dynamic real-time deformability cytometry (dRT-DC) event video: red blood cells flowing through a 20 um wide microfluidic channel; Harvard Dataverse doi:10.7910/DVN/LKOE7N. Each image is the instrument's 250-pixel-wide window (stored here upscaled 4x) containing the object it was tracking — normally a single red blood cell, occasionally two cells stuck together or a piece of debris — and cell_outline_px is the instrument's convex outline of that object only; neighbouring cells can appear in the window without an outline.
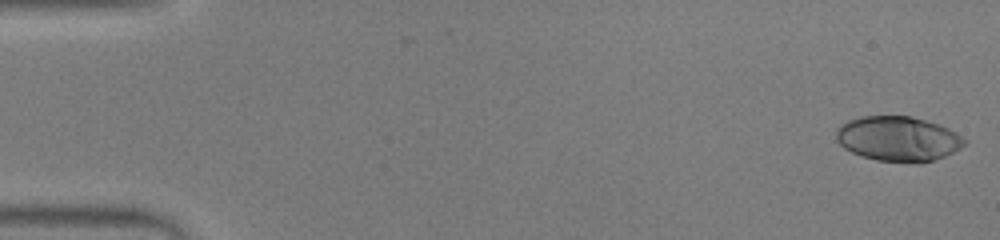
{"species": "human", "species_latin": "Homo sapiens", "temperature_condition": "warm", "stored_images_in_passage": 52, "camera_frame_rate_fps": 3000, "um_per_image_px": 0.085, "donor": {"sex": "male"}, "frame": {"image": 1, "passage_image": 1, "time_ms": 0.0, "image_size_px": [1000, 240], "cell_outline_px": [[968, 140], [960, 148], [944, 156], [920, 164], [876, 160], [860, 156], [844, 148], [836, 140], [836, 132], [840, 124], [848, 120], [864, 116], [908, 116], [924, 120], [948, 128], [956, 132]], "centroid_in_image_um": [76.32, 11.81], "position_along_channel_um": 8.7, "area_um2": 33.58}}
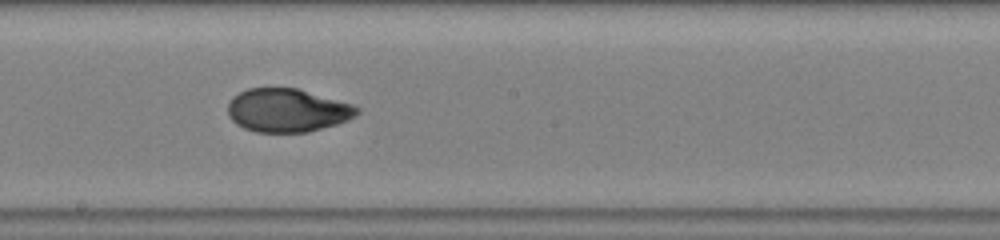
{"frame": {"image": 2, "passage_image": 29, "time_ms": 9.333, "image_size_px": [1000, 240], "cell_outline_px": [[360, 112], [356, 116], [348, 120], [336, 124], [308, 132], [256, 132], [244, 128], [236, 124], [228, 116], [228, 104], [232, 96], [248, 88], [296, 88], [352, 104], [360, 108]], "centroid_in_image_um": [24.41, 9.38], "position_along_channel_um": 223.8, "area_um2": 32.66}}
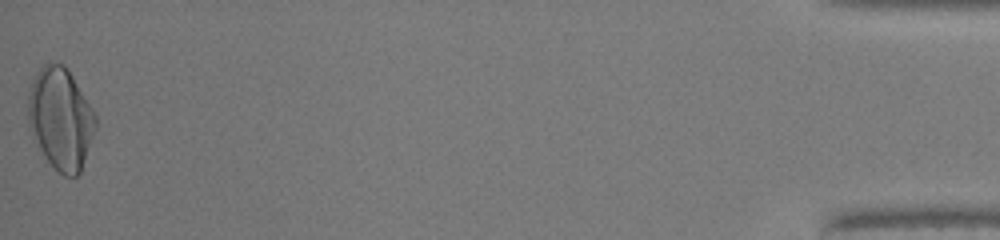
{"frame": {"image": 3, "passage_image": 52, "time_ms": 17.0, "image_size_px": [1000, 240], "cell_outline_px": [[96, 128], [80, 172], [76, 176], [64, 176], [44, 156], [28, 128], [28, 92], [32, 80], [36, 72], [48, 60], [52, 60], [64, 64], [96, 112]], "centroid_in_image_um": [5.14, 10.02], "position_along_channel_um": 430.1, "area_um2": 40.17}, "authors_computed_cell_mechanics": {"area_um2": 33.2928, "velocity_mm_per_s": 3.9566, "shape_relaxation_time_tau1_ms": 6.3348, "shape_relaxation_time_tau2_ms": 1.217, "deformation_change_tau1": 0.2555, "deformation_change_tau2": 0.0483}}